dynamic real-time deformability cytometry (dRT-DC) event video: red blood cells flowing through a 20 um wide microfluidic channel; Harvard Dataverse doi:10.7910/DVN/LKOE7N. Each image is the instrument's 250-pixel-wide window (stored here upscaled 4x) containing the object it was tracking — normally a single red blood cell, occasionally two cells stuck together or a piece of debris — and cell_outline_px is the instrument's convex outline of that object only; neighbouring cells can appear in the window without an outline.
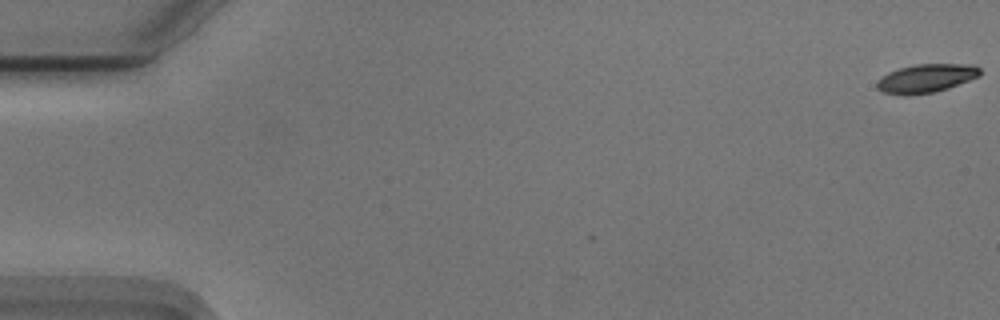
{"species": "Egyptian fruit bat (a non-hibernating species)", "species_latin": "Rousettus aegyptiacus", "temperature_condition": "cold", "stored_images_in_passage": 5, "camera_frame_rate_fps": 3000, "um_per_image_px": 0.085, "animal": {"sex": "male"}, "frame": {"image": 1, "passage_image": 1, "time_ms": 0.0, "image_size_px": [1000, 320], "cell_outline_px": [[980, 76], [948, 88], [932, 92], [908, 96], [904, 96], [884, 92], [876, 88], [876, 84], [888, 72], [900, 68], [916, 64], [972, 64], [980, 68]], "centroid_in_image_um": [78.73, 6.66], "position_along_channel_um": 6.3, "area_um2": 17.05}}